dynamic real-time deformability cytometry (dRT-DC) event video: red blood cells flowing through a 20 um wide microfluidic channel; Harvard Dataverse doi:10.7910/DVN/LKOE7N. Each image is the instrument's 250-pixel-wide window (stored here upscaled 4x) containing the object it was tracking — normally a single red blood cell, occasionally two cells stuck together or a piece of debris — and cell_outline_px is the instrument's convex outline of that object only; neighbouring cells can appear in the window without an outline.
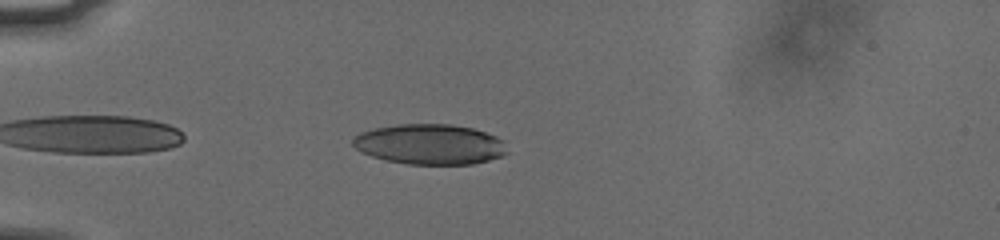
{"species": "human", "species_latin": "Homo sapiens", "temperature_condition": "cold", "stored_images_in_passage": 43, "camera_frame_rate_fps": 3000, "um_per_image_px": 0.085, "donor": {"sex": "male"}, "frame": {"image": 1, "passage_image": 4, "time_ms": 1.0, "image_size_px": [1000, 240], "cell_outline_px": [[508, 152], [500, 156], [488, 160], [472, 164], [408, 164], [388, 160], [372, 156], [360, 152], [352, 144], [352, 136], [360, 132], [376, 128], [400, 124], [452, 124], [472, 128], [496, 136], [504, 140]], "centroid_in_image_um": [36.53, 12.26], "position_along_channel_um": 48.5, "area_um2": 36.24}}
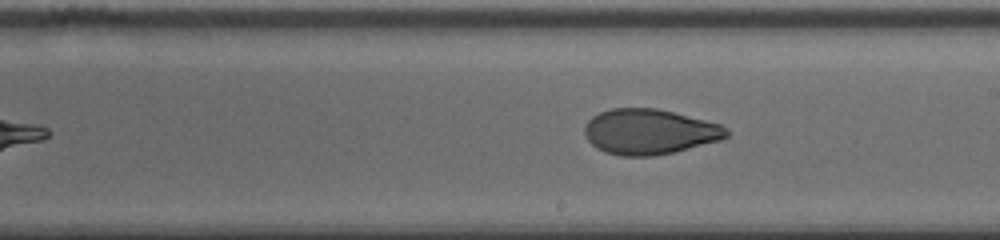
{"frame": {"image": 2, "passage_image": 21, "time_ms": 6.667, "image_size_px": [1000, 240], "cell_outline_px": [[728, 136], [720, 140], [676, 152], [652, 156], [620, 156], [604, 152], [596, 148], [588, 140], [584, 132], [584, 128], [588, 120], [592, 116], [600, 112], [612, 108], [656, 108], [720, 124], [728, 128]], "centroid_in_image_um": [55.18, 11.21], "position_along_channel_um": 233.8, "area_um2": 37.51}}
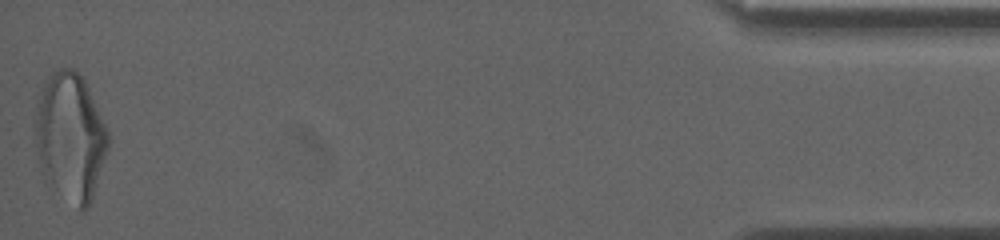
{"frame": {"image": 3, "passage_image": 43, "time_ms": 14.0, "image_size_px": [1000, 240], "cell_outline_px": [[108, 148], [92, 200], [88, 208], [84, 212], [80, 212], [40, 172], [36, 148], [36, 108], [44, 80], [52, 72], [60, 68], [72, 68], [84, 76], [108, 132]], "centroid_in_image_um": [5.98, 11.61], "position_along_channel_um": 429.2, "area_um2": 54.27}, "authors_computed_cell_mechanics": {"area_um2": 38.0902, "velocity_mm_per_s": 3.7762, "shape_relaxation_time_tau1_ms": 6.3732, "shape_relaxation_time_tau2_ms": 1.522, "deformation_change_tau1": 0.1961, "deformation_change_tau2": 0.0684}}